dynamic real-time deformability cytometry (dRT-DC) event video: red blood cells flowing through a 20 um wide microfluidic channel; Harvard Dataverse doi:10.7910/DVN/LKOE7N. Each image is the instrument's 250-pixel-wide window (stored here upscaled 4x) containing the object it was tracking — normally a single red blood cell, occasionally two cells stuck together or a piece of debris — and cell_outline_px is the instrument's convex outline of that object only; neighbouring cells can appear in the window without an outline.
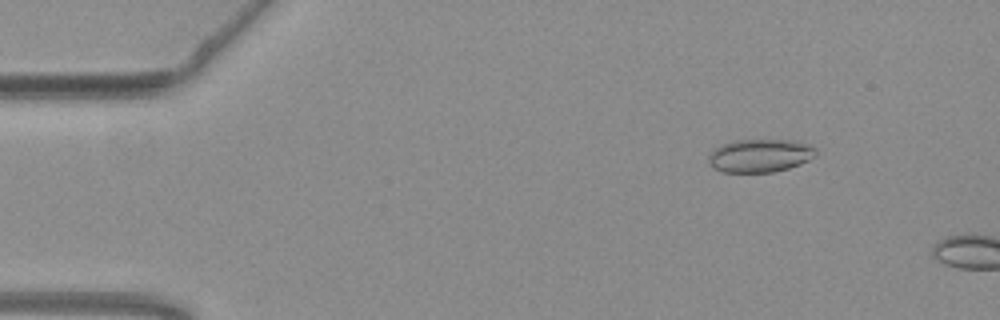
{"species": "common noctule bat (a hibernating species)", "species_latin": "Nyctalus noctula", "temperature_condition": "warm", "stored_images_in_passage": 10, "camera_frame_rate_fps": 3000, "um_per_image_px": 0.085, "animal": {"sex": "female", "body_mass_g": 19.3, "forearm_length_mm": 54.1}, "frame": {"image": 1, "passage_image": 7, "time_ms": 2.0, "image_size_px": [1000, 320], "cell_outline_px": [[816, 156], [800, 164], [788, 168], [772, 172], [724, 172], [708, 164], [708, 156], [712, 148], [720, 144], [732, 140], [796, 140], [808, 144], [816, 148]], "centroid_in_image_um": [64.57, 13.21], "position_along_channel_um": 20.4, "area_um2": 20.98}}